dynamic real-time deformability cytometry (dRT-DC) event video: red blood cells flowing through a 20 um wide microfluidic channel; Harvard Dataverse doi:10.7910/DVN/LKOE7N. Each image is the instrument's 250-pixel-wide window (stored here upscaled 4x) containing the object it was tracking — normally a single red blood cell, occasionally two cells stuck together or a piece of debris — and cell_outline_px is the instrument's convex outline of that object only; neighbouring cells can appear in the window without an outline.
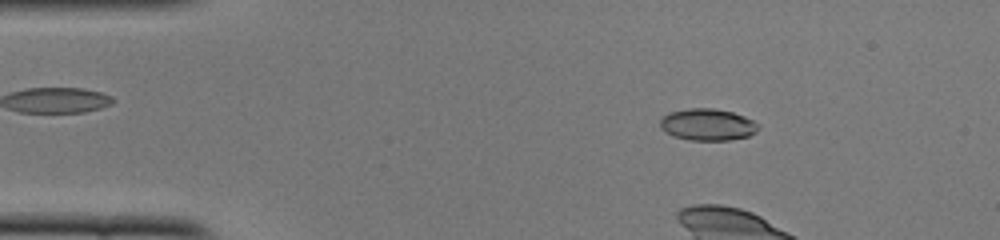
{"species": "common noctule bat (a hibernating species)", "species_latin": "Nyctalus noctula", "temperature_condition": "cold", "stored_images_in_passage": 11, "camera_frame_rate_fps": 3000, "um_per_image_px": 0.085, "animal": {"sex": "female", "body_mass_g": 22.0, "forearm_length_mm": 56.7}, "frame": {"image": 1, "passage_image": 7, "time_ms": 2.0, "image_size_px": [1000, 240], "cell_outline_px": [[760, 128], [756, 132], [748, 136], [728, 140], [688, 140], [672, 136], [660, 128], [660, 120], [668, 112], [688, 108], [712, 108], [732, 112], [744, 116], [760, 124]], "centroid_in_image_um": [60.14, 10.59], "position_along_channel_um": 24.9, "area_um2": 18.32}}